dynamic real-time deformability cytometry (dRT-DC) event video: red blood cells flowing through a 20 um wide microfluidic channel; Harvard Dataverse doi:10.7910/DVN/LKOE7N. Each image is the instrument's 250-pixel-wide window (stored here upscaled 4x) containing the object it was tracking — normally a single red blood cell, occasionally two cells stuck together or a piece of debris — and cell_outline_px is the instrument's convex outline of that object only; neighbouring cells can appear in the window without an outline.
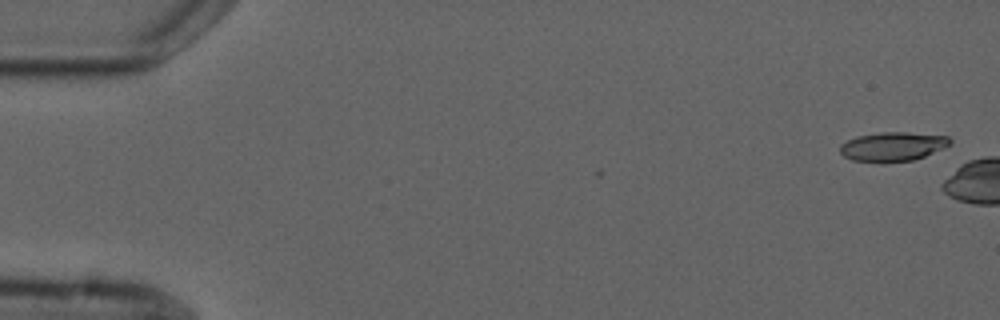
{"species": "common noctule bat (a hibernating species)", "species_latin": "Nyctalus noctula", "temperature_condition": "cold", "stored_images_in_passage": 2, "camera_frame_rate_fps": 3000, "um_per_image_px": 0.085, "animal": {"sex": "male", "forearm_length_mm": 52.5}, "frame": {"image": 1, "passage_image": 2, "time_ms": 1.0, "image_size_px": [1000, 320], "cell_outline_px": [[952, 144], [944, 148], [924, 156], [912, 160], [884, 164], [852, 160], [844, 156], [840, 152], [840, 144], [856, 136], [880, 132], [908, 132], [948, 136], [952, 140]], "centroid_in_image_um": [75.88, 12.47], "position_along_channel_um": 9.1, "area_um2": 19.07}}